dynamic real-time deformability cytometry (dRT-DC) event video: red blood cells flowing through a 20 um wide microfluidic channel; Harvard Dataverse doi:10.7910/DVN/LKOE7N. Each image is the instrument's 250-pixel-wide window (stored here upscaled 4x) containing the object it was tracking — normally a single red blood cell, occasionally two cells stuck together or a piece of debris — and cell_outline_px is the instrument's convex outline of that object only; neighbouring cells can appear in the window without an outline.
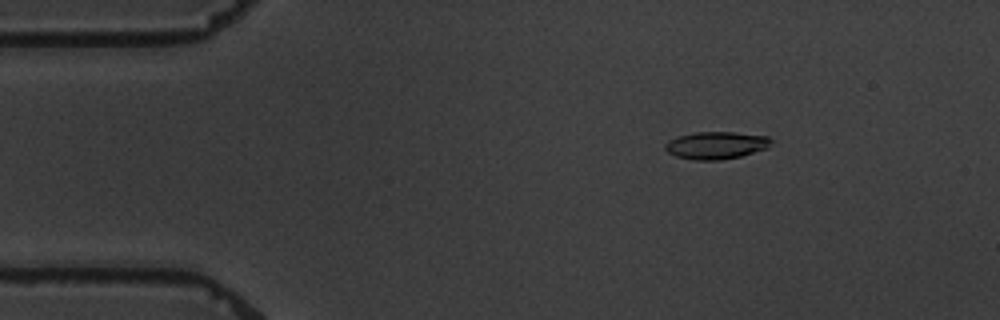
{"species": "common noctule bat (a hibernating species)", "species_latin": "Nyctalus noctula", "temperature_condition": "warm", "stored_images_in_passage": 10, "camera_frame_rate_fps": 3000, "um_per_image_px": 0.085, "animal": {"sex": "male", "body_mass_g": 19.5, "forearm_length_mm": 54.6}, "frame": {"image": 1, "passage_image": 2, "time_ms": 1.667, "image_size_px": [1000, 320], "cell_outline_px": [[772, 140], [768, 148], [740, 156], [720, 160], [692, 160], [676, 156], [668, 152], [664, 148], [664, 144], [668, 140], [676, 136], [696, 132], [732, 132], [768, 136]], "centroid_in_image_um": [60.84, 12.35], "position_along_channel_um": 24.2, "area_um2": 16.99}}
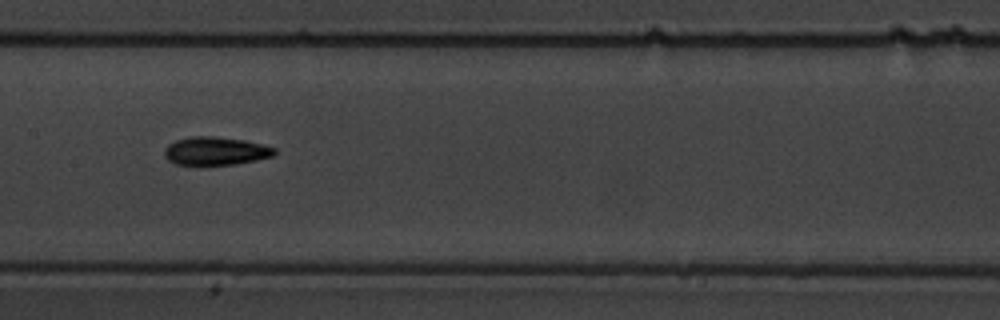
{"frame": {"image": 2, "passage_image": 7, "time_ms": 8.333, "image_size_px": [1000, 320], "cell_outline_px": [[276, 152], [272, 156], [256, 160], [236, 164], [176, 164], [168, 160], [164, 156], [164, 148], [168, 144], [176, 140], [192, 136], [212, 136], [244, 140], [276, 148]], "centroid_in_image_um": [18.3, 12.83], "position_along_channel_um": 189.1, "area_um2": 17.92}}
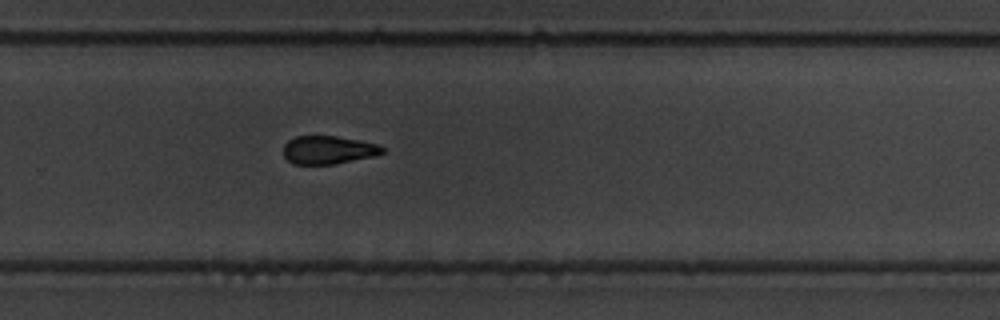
{"frame": {"image": 3, "passage_image": 10, "time_ms": 11.667, "image_size_px": [1000, 320], "cell_outline_px": [[384, 152], [376, 156], [336, 164], [292, 164], [284, 156], [284, 144], [288, 140], [296, 136], [336, 136], [360, 140], [380, 144], [384, 148]], "centroid_in_image_um": [27.94, 12.74], "position_along_channel_um": 301.9, "area_um2": 16.47}}